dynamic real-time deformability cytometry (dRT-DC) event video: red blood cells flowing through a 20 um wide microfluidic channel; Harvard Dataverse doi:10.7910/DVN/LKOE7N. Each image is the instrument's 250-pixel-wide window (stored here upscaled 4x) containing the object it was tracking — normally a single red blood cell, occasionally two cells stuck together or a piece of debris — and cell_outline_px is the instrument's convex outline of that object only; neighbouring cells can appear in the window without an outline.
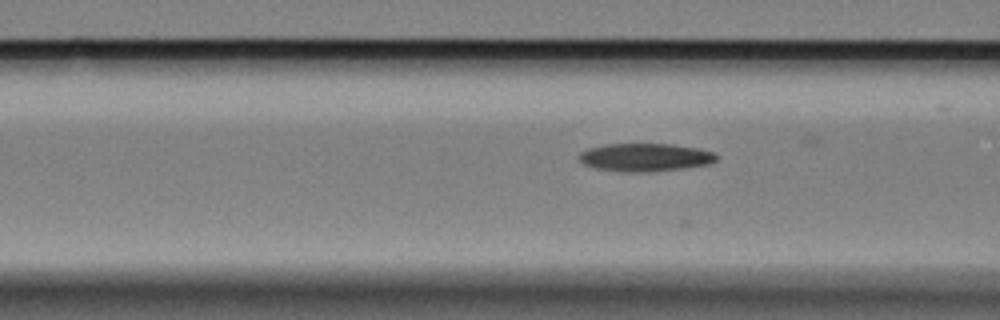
{"species": "Egyptian fruit bat (a non-hibernating species)", "species_latin": "Rousettus aegyptiacus", "temperature_condition": "cold", "stored_images_in_passage": 17, "camera_frame_rate_fps": 3000, "um_per_image_px": 0.085, "animal": {"sex": "female"}, "frame": {"image": 1, "passage_image": 15, "time_ms": 4.667, "image_size_px": [1000, 320], "cell_outline_px": [[720, 156], [716, 160], [708, 164], [684, 168], [652, 172], [620, 172], [592, 168], [584, 164], [576, 156], [580, 152], [588, 148], [608, 144], [672, 144], [696, 148], [712, 152]], "centroid_in_image_um": [54.79, 13.38], "position_along_channel_um": 111.8, "area_um2": 22.66}}